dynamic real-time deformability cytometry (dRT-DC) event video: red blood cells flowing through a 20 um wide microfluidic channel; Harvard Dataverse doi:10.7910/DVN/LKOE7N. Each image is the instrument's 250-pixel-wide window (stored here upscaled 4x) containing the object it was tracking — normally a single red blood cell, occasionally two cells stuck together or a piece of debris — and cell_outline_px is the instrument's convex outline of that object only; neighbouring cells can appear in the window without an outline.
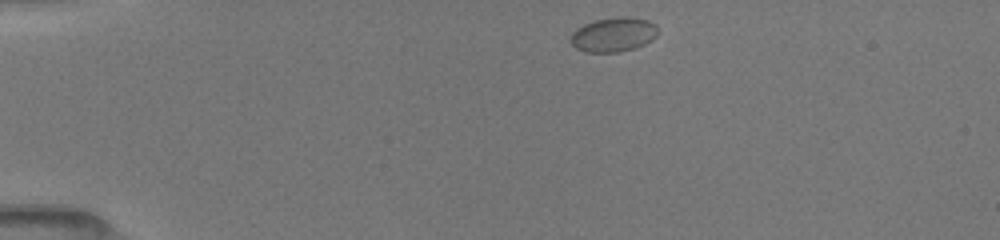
{"species": "common noctule bat (a hibernating species)", "species_latin": "Nyctalus noctula", "temperature_condition": "room temperature", "stored_images_in_passage": 42, "camera_frame_rate_fps": 3000, "um_per_image_px": 0.085, "animal": {"sex": "female", "body_mass_g": 19.5, "forearm_length_mm": 54.1}, "frame": {"image": 1, "passage_image": 1, "time_ms": 0.0, "image_size_px": [1000, 240], "cell_outline_px": [[656, 36], [652, 40], [636, 48], [620, 52], [584, 52], [576, 48], [568, 40], [572, 32], [576, 28], [584, 24], [596, 20], [616, 16], [628, 16], [648, 20], [656, 24]], "centroid_in_image_um": [52.12, 2.94], "position_along_channel_um": 32.9, "area_um2": 17.74}}
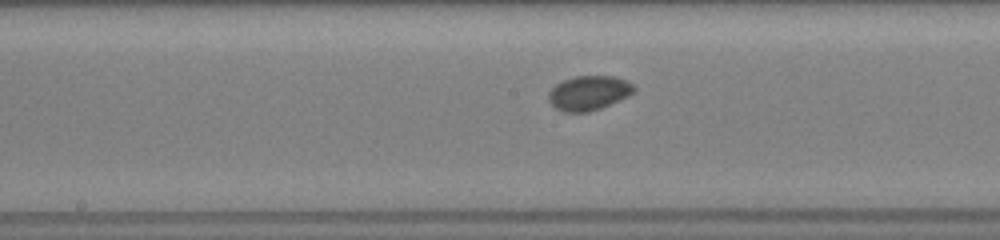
{"frame": {"image": 2, "passage_image": 18, "time_ms": 5.667, "image_size_px": [1000, 240], "cell_outline_px": [[636, 88], [628, 96], [600, 108], [588, 112], [564, 112], [556, 108], [548, 100], [548, 92], [556, 84], [564, 80], [576, 76], [616, 76], [628, 80]], "centroid_in_image_um": [50.04, 7.89], "position_along_channel_um": 198.2, "area_um2": 17.11}}
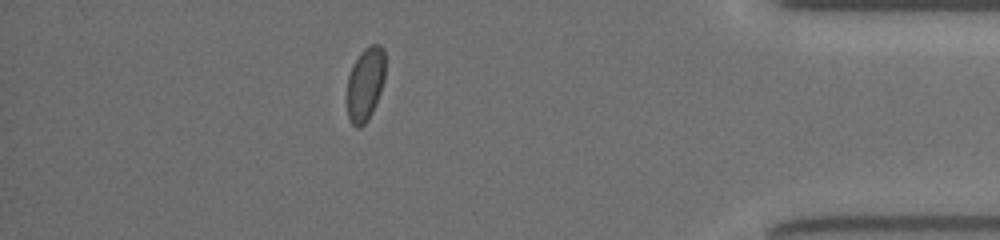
{"frame": {"image": 3, "passage_image": 36, "time_ms": 11.667, "image_size_px": [1000, 240], "cell_outline_px": [[384, 80], [380, 92], [372, 112], [368, 120], [360, 128], [356, 128], [352, 124], [348, 116], [348, 76], [360, 52], [364, 48], [372, 44], [380, 44], [384, 48]], "centroid_in_image_um": [31.06, 7.14], "position_along_channel_um": 404.1, "area_um2": 16.18}}